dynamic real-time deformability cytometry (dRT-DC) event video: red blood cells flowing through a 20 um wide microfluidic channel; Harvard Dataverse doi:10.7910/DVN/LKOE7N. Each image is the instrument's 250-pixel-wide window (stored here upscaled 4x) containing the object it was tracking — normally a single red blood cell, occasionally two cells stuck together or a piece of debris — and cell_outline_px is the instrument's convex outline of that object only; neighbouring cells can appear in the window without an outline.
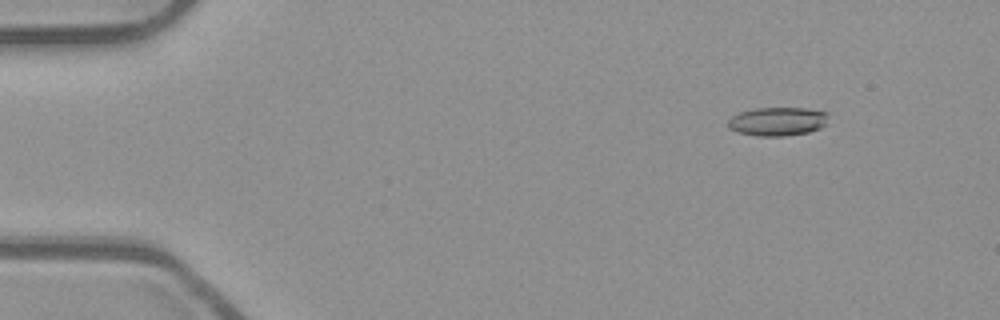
{"species": "common noctule bat (a hibernating species)", "species_latin": "Nyctalus noctula", "temperature_condition": "room temperature", "stored_images_in_passage": 48, "camera_frame_rate_fps": 3000, "um_per_image_px": 0.085, "animal": {"sex": "male", "body_mass_g": 23.1, "forearm_length_mm": 52.7}, "frame": {"image": 1, "passage_image": 2, "time_ms": 0.333, "image_size_px": [1000, 320], "cell_outline_px": [[828, 116], [824, 124], [820, 128], [808, 132], [784, 136], [756, 136], [740, 132], [728, 128], [728, 120], [732, 116], [740, 112], [756, 108], [804, 108], [828, 112]], "centroid_in_image_um": [66.08, 10.32], "position_along_channel_um": 18.9, "area_um2": 16.65}}
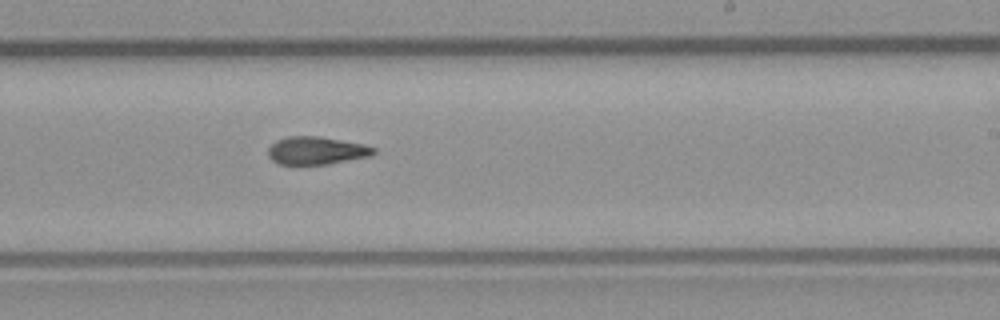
{"frame": {"image": 2, "passage_image": 28, "time_ms": 9.0, "image_size_px": [1000, 320], "cell_outline_px": [[376, 152], [368, 156], [328, 164], [276, 164], [268, 156], [268, 148], [276, 140], [288, 136], [320, 136], [364, 144], [376, 148]], "centroid_in_image_um": [26.87, 12.79], "position_along_channel_um": 262.1, "area_um2": 17.11}}
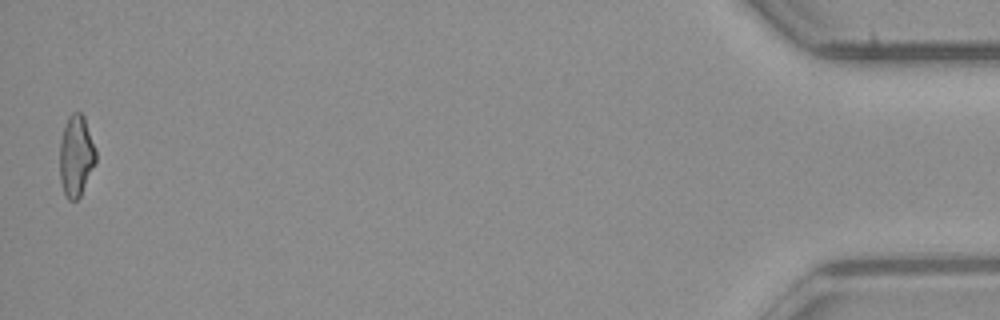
{"frame": {"image": 3, "passage_image": 48, "time_ms": 15.667, "image_size_px": [1000, 320], "cell_outline_px": [[96, 160], [80, 196], [76, 200], [68, 200], [64, 192], [60, 180], [60, 140], [68, 116], [72, 112], [80, 112], [84, 116], [96, 148]], "centroid_in_image_um": [6.47, 13.22], "position_along_channel_um": 428.7, "area_um2": 16.99}, "authors_computed_cell_mechanics": {"area_um2": 17.2244, "velocity_mm_per_s": 3.9632, "shape_relaxation_time_tau1_ms": null, "shape_relaxation_time_tau2_ms": 4.1623, "deformation_change_tau1": null, "deformation_change_tau2": 0.1382}}